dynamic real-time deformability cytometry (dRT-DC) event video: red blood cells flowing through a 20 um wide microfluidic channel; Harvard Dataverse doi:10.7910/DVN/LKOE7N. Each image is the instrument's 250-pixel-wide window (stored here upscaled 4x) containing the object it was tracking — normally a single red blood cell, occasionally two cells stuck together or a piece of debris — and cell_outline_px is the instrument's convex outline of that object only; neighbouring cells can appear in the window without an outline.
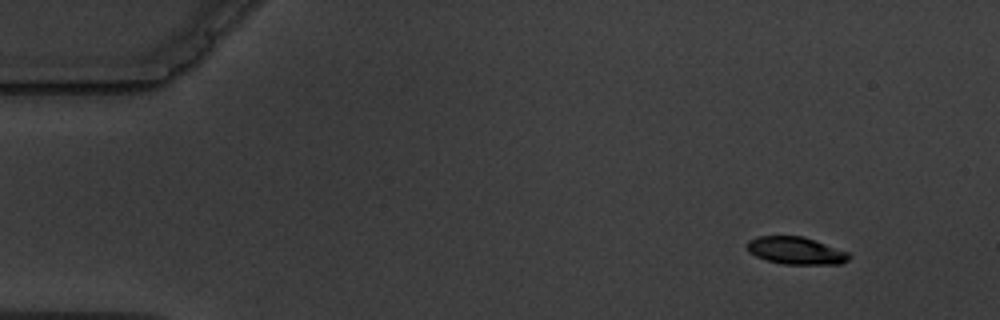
{"species": "common noctule bat (a hibernating species)", "species_latin": "Nyctalus noctula", "temperature_condition": "warm", "stored_images_in_passage": 4, "camera_frame_rate_fps": 3000, "um_per_image_px": 0.085, "animal": {"sex": "male", "body_mass_g": 19.5, "forearm_length_mm": 54.6}, "frame": {"image": 1, "passage_image": 1, "time_ms": 0.0, "image_size_px": [1000, 320], "cell_outline_px": [[852, 256], [848, 260], [840, 264], [784, 264], [768, 260], [756, 256], [748, 252], [744, 244], [748, 240], [756, 236], [804, 236], [848, 252]], "centroid_in_image_um": [67.62, 21.29], "position_along_channel_um": 17.4, "area_um2": 16.42}}
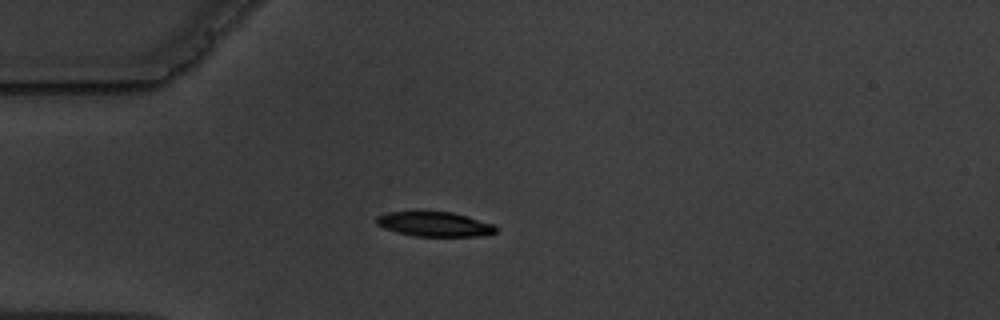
{"frame": {"image": 2, "passage_image": 4, "time_ms": 3.333, "image_size_px": [1000, 320], "cell_outline_px": [[496, 232], [480, 236], [416, 236], [396, 232], [384, 228], [376, 224], [376, 216], [388, 212], [452, 212], [492, 224], [496, 228]], "centroid_in_image_um": [36.89, 19.06], "position_along_channel_um": 48.1, "area_um2": 16.88}}